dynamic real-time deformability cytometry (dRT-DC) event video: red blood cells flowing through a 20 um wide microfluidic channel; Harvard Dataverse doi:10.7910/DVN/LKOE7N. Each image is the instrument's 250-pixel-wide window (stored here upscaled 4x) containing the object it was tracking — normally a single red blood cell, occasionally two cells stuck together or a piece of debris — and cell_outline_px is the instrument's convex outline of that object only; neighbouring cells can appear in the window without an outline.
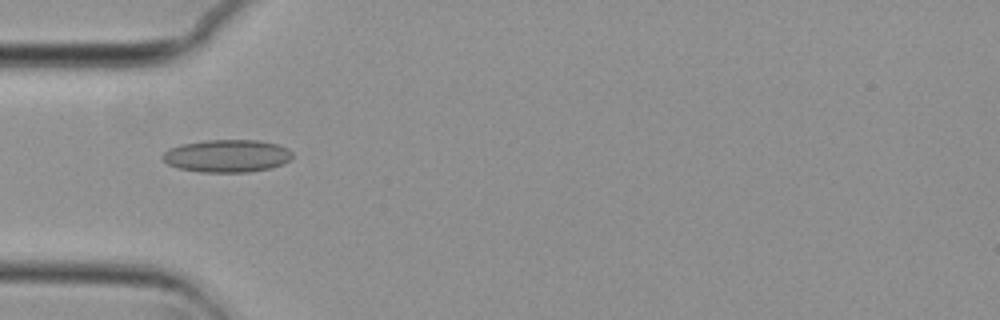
{"species": "common noctule bat (a hibernating species)", "species_latin": "Nyctalus noctula", "temperature_condition": "cold", "stored_images_in_passage": 39, "camera_frame_rate_fps": 3000, "um_per_image_px": 0.085, "animal": {"sex": "female", "body_mass_g": 29.2, "forearm_length_mm": 56.3}, "frame": {"image": 1, "passage_image": 1, "time_ms": 0.0, "image_size_px": [1000, 320], "cell_outline_px": [[292, 156], [284, 164], [268, 168], [248, 172], [200, 172], [180, 168], [168, 164], [160, 156], [168, 148], [180, 144], [204, 140], [256, 140], [276, 144], [288, 148], [292, 152]], "centroid_in_image_um": [19.27, 13.24], "position_along_channel_um": 65.7, "area_um2": 24.68}}
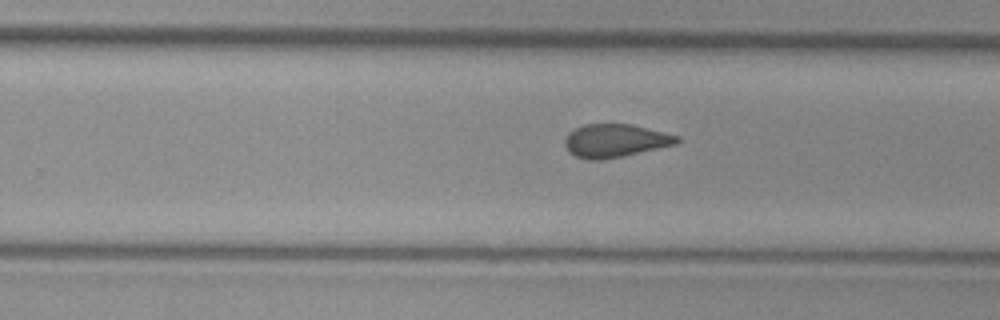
{"frame": {"image": 2, "passage_image": 18, "time_ms": 5.667, "image_size_px": [1000, 320], "cell_outline_px": [[680, 140], [676, 144], [624, 156], [600, 160], [588, 160], [576, 156], [568, 152], [564, 144], [564, 140], [568, 132], [584, 124], [632, 124], [680, 136]], "centroid_in_image_um": [52.27, 11.96], "position_along_channel_um": 277.5, "area_um2": 21.79}}
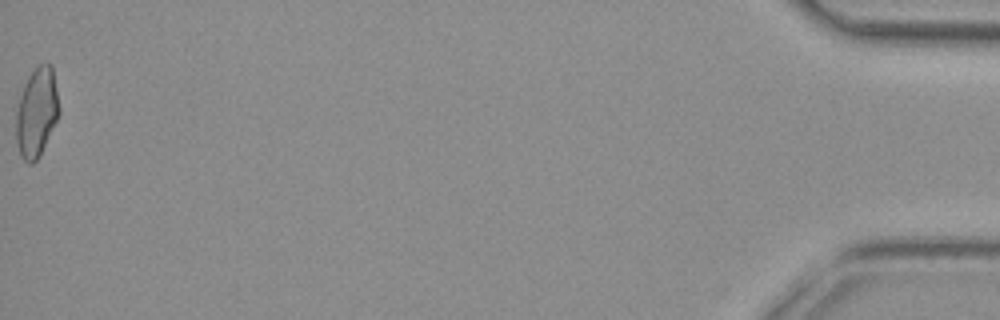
{"frame": {"image": 3, "passage_image": 39, "time_ms": 12.667, "image_size_px": [1000, 320], "cell_outline_px": [[60, 116], [40, 156], [32, 164], [28, 164], [20, 156], [16, 140], [16, 112], [20, 96], [24, 84], [28, 76], [40, 64], [52, 64], [60, 108]], "centroid_in_image_um": [3.13, 9.59], "position_along_channel_um": 432.1, "area_um2": 22.66}, "authors_computed_cell_mechanics": {"area_um2": 21.8484, "velocity_mm_per_s": 3.7393, "shape_relaxation_time_tau1_ms": null, "shape_relaxation_time_tau2_ms": 2.5464, "deformation_change_tau1": null, "deformation_change_tau2": 0.0792}}